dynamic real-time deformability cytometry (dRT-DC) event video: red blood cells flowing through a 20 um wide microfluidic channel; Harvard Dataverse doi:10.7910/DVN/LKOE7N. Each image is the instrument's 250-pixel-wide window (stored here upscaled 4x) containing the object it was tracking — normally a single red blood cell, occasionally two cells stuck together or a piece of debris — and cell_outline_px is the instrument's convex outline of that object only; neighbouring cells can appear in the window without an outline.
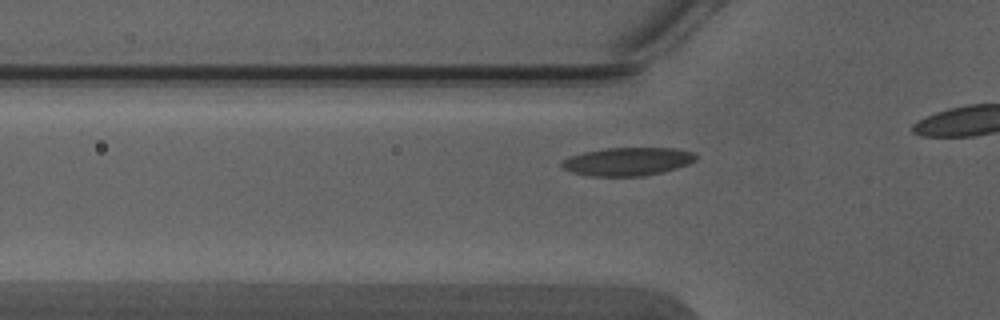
{"species": "Egyptian fruit bat (a non-hibernating species)", "species_latin": "Rousettus aegyptiacus", "temperature_condition": "warm", "stored_images_in_passage": 4, "camera_frame_rate_fps": 3000, "um_per_image_px": 0.085, "animal": {"sex": "male"}, "frame": {"image": 1, "passage_image": 4, "time_ms": 1.0, "image_size_px": [1000, 320], "cell_outline_px": [[696, 160], [688, 164], [676, 168], [660, 172], [640, 176], [588, 176], [572, 172], [564, 168], [560, 164], [560, 160], [584, 152], [604, 148], [676, 148], [692, 152], [696, 156]], "centroid_in_image_um": [53.31, 13.72], "position_along_channel_um": 72.5, "area_um2": 21.91}}